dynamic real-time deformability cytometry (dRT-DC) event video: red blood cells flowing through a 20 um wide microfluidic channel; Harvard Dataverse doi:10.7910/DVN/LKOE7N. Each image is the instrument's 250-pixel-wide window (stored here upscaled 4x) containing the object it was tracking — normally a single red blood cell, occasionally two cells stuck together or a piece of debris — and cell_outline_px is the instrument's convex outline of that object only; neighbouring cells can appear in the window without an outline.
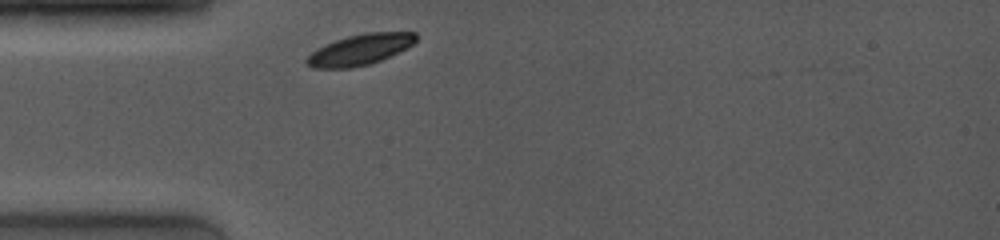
{"species": "common noctule bat (a hibernating species)", "species_latin": "Nyctalus noctula", "temperature_condition": "room temperature", "stored_images_in_passage": 1, "camera_frame_rate_fps": 4000, "um_per_image_px": 0.085, "animal": {"sex": "female", "body_mass_g": 19.0, "forearm_length_mm": 53.3}, "frame": {"image": 1, "passage_image": 1, "time_ms": 0.0, "image_size_px": [1000, 240], "cell_outline_px": [[416, 40], [412, 44], [380, 60], [368, 64], [352, 68], [312, 68], [304, 64], [304, 60], [312, 52], [336, 40], [348, 36], [364, 32], [416, 32]], "centroid_in_image_um": [30.55, 4.22], "position_along_channel_um": 54.4, "area_um2": 19.25}}